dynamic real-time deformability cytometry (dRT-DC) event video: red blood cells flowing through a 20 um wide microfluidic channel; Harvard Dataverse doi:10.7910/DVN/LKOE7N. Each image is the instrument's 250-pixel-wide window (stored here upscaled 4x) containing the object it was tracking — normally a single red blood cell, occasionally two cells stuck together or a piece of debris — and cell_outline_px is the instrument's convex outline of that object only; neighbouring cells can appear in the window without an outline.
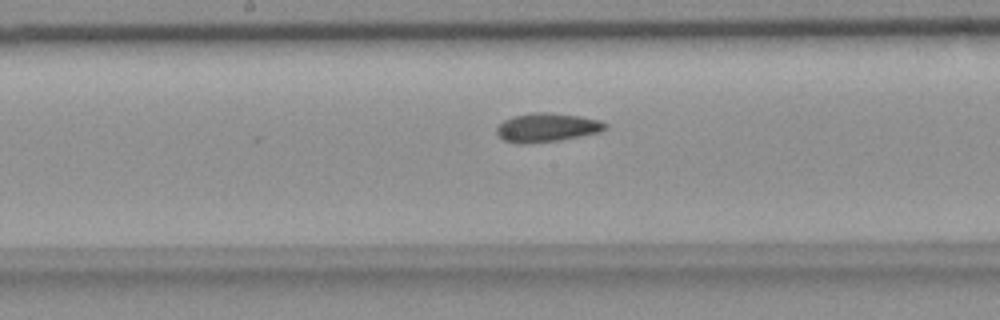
{"species": "common noctule bat (a hibernating species)", "species_latin": "Nyctalus noctula", "temperature_condition": "room temperature", "stored_images_in_passage": 41, "camera_frame_rate_fps": 3000, "um_per_image_px": 0.085, "animal": {"sex": "female", "body_mass_g": 18.4}, "frame": {"image": 1, "passage_image": 24, "time_ms": 7.667, "image_size_px": [1000, 320], "cell_outline_px": [[608, 124], [600, 132], [560, 140], [528, 144], [516, 144], [504, 140], [496, 132], [496, 128], [504, 120], [512, 116], [536, 112], [548, 112], [576, 116], [600, 120]], "centroid_in_image_um": [46.45, 10.85], "position_along_channel_um": 201.7, "area_um2": 18.15}}
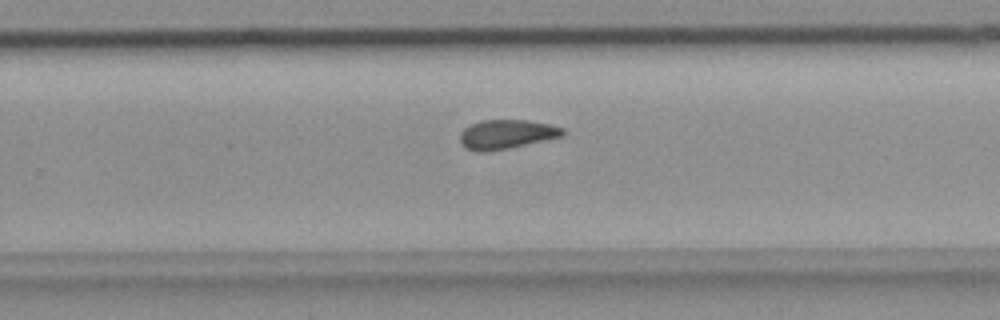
{"frame": {"image": 2, "passage_image": 31, "time_ms": 10.0, "image_size_px": [1000, 320], "cell_outline_px": [[564, 136], [548, 140], [508, 148], [484, 152], [480, 152], [464, 148], [460, 140], [460, 132], [468, 124], [480, 120], [528, 120], [548, 124], [564, 128]], "centroid_in_image_um": [43.03, 11.41], "position_along_channel_um": 286.8, "area_um2": 17.69}}
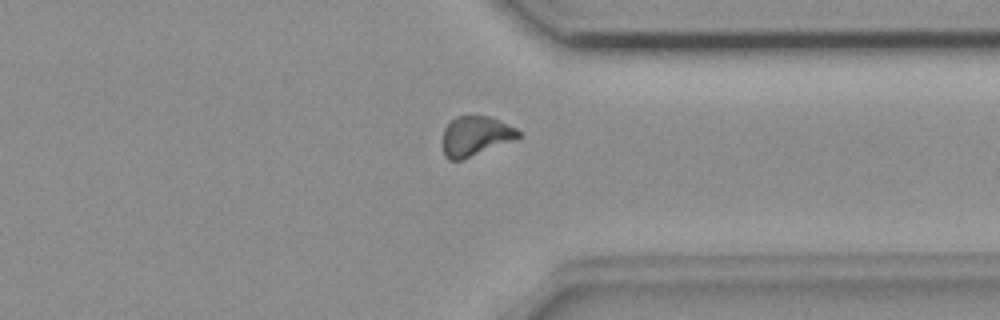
{"frame": {"image": 3, "passage_image": 38, "time_ms": 12.333, "image_size_px": [1000, 320], "cell_outline_px": [[520, 136], [516, 140], [460, 160], [448, 160], [444, 156], [444, 128], [456, 116], [488, 116], [516, 128], [520, 132]], "centroid_in_image_um": [40.43, 11.57], "position_along_channel_um": 371.0, "area_um2": 17.28}}